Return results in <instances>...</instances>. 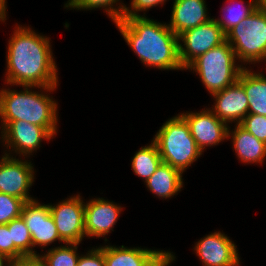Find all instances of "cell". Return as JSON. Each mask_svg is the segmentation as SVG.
Listing matches in <instances>:
<instances>
[{"mask_svg": "<svg viewBox=\"0 0 266 266\" xmlns=\"http://www.w3.org/2000/svg\"><path fill=\"white\" fill-rule=\"evenodd\" d=\"M119 0H68L67 4H65V7L67 8H76V9H95V8H103L107 12V14L112 18L114 22L119 21L122 19L124 11H125V5H121L118 7V9L114 8L113 4L117 3Z\"/></svg>", "mask_w": 266, "mask_h": 266, "instance_id": "25", "label": "cell"}, {"mask_svg": "<svg viewBox=\"0 0 266 266\" xmlns=\"http://www.w3.org/2000/svg\"><path fill=\"white\" fill-rule=\"evenodd\" d=\"M235 52L225 41L198 56L186 68L196 71L206 89L212 94L234 84L244 67L235 65Z\"/></svg>", "mask_w": 266, "mask_h": 266, "instance_id": "5", "label": "cell"}, {"mask_svg": "<svg viewBox=\"0 0 266 266\" xmlns=\"http://www.w3.org/2000/svg\"><path fill=\"white\" fill-rule=\"evenodd\" d=\"M5 261L8 262V266H13L12 260L0 253V266H5Z\"/></svg>", "mask_w": 266, "mask_h": 266, "instance_id": "34", "label": "cell"}, {"mask_svg": "<svg viewBox=\"0 0 266 266\" xmlns=\"http://www.w3.org/2000/svg\"><path fill=\"white\" fill-rule=\"evenodd\" d=\"M257 7L266 14V0H257Z\"/></svg>", "mask_w": 266, "mask_h": 266, "instance_id": "35", "label": "cell"}, {"mask_svg": "<svg viewBox=\"0 0 266 266\" xmlns=\"http://www.w3.org/2000/svg\"><path fill=\"white\" fill-rule=\"evenodd\" d=\"M31 162L10 157L5 153L0 161V193H5L25 202L34 200L29 196V187L34 182Z\"/></svg>", "mask_w": 266, "mask_h": 266, "instance_id": "9", "label": "cell"}, {"mask_svg": "<svg viewBox=\"0 0 266 266\" xmlns=\"http://www.w3.org/2000/svg\"><path fill=\"white\" fill-rule=\"evenodd\" d=\"M8 43L6 83L53 91L58 82L50 40L17 26Z\"/></svg>", "mask_w": 266, "mask_h": 266, "instance_id": "1", "label": "cell"}, {"mask_svg": "<svg viewBox=\"0 0 266 266\" xmlns=\"http://www.w3.org/2000/svg\"><path fill=\"white\" fill-rule=\"evenodd\" d=\"M182 172L171 165L161 163L155 173L146 181V186L161 198L176 195L183 187Z\"/></svg>", "mask_w": 266, "mask_h": 266, "instance_id": "20", "label": "cell"}, {"mask_svg": "<svg viewBox=\"0 0 266 266\" xmlns=\"http://www.w3.org/2000/svg\"><path fill=\"white\" fill-rule=\"evenodd\" d=\"M24 203L23 199L0 193V225L21 217Z\"/></svg>", "mask_w": 266, "mask_h": 266, "instance_id": "26", "label": "cell"}, {"mask_svg": "<svg viewBox=\"0 0 266 266\" xmlns=\"http://www.w3.org/2000/svg\"><path fill=\"white\" fill-rule=\"evenodd\" d=\"M66 245L68 246L51 248L42 256L47 266H77L79 260L77 245L79 244L66 243Z\"/></svg>", "mask_w": 266, "mask_h": 266, "instance_id": "23", "label": "cell"}, {"mask_svg": "<svg viewBox=\"0 0 266 266\" xmlns=\"http://www.w3.org/2000/svg\"><path fill=\"white\" fill-rule=\"evenodd\" d=\"M240 9H236L232 6H226L223 8L224 12H227V17L224 16L223 19H215L217 24L222 28L225 34H227L236 25L243 22L247 16L253 13L257 8V0L249 1L248 5H243V1H240Z\"/></svg>", "mask_w": 266, "mask_h": 266, "instance_id": "24", "label": "cell"}, {"mask_svg": "<svg viewBox=\"0 0 266 266\" xmlns=\"http://www.w3.org/2000/svg\"><path fill=\"white\" fill-rule=\"evenodd\" d=\"M153 141L157 145L163 163L171 165L182 173L202 151L191 136L186 120L179 114L162 125Z\"/></svg>", "mask_w": 266, "mask_h": 266, "instance_id": "4", "label": "cell"}, {"mask_svg": "<svg viewBox=\"0 0 266 266\" xmlns=\"http://www.w3.org/2000/svg\"><path fill=\"white\" fill-rule=\"evenodd\" d=\"M1 130L6 147L14 148L12 150L23 156L39 148L43 139L53 138L44 127L22 120L11 121Z\"/></svg>", "mask_w": 266, "mask_h": 266, "instance_id": "13", "label": "cell"}, {"mask_svg": "<svg viewBox=\"0 0 266 266\" xmlns=\"http://www.w3.org/2000/svg\"><path fill=\"white\" fill-rule=\"evenodd\" d=\"M173 260H175V257L170 253L158 266H169Z\"/></svg>", "mask_w": 266, "mask_h": 266, "instance_id": "33", "label": "cell"}, {"mask_svg": "<svg viewBox=\"0 0 266 266\" xmlns=\"http://www.w3.org/2000/svg\"><path fill=\"white\" fill-rule=\"evenodd\" d=\"M244 88L249 101L248 114L266 116V78L244 67L237 80Z\"/></svg>", "mask_w": 266, "mask_h": 266, "instance_id": "18", "label": "cell"}, {"mask_svg": "<svg viewBox=\"0 0 266 266\" xmlns=\"http://www.w3.org/2000/svg\"><path fill=\"white\" fill-rule=\"evenodd\" d=\"M0 253L14 262V244L7 224L0 225Z\"/></svg>", "mask_w": 266, "mask_h": 266, "instance_id": "30", "label": "cell"}, {"mask_svg": "<svg viewBox=\"0 0 266 266\" xmlns=\"http://www.w3.org/2000/svg\"><path fill=\"white\" fill-rule=\"evenodd\" d=\"M114 23L143 64L161 70L184 69L179 58L178 36L168 25L145 15L122 18Z\"/></svg>", "mask_w": 266, "mask_h": 266, "instance_id": "2", "label": "cell"}, {"mask_svg": "<svg viewBox=\"0 0 266 266\" xmlns=\"http://www.w3.org/2000/svg\"><path fill=\"white\" fill-rule=\"evenodd\" d=\"M188 123L191 136L203 152L206 146L219 144L228 138V123L220 120L212 110L180 114Z\"/></svg>", "mask_w": 266, "mask_h": 266, "instance_id": "11", "label": "cell"}, {"mask_svg": "<svg viewBox=\"0 0 266 266\" xmlns=\"http://www.w3.org/2000/svg\"><path fill=\"white\" fill-rule=\"evenodd\" d=\"M13 266H47L46 261L42 255H27L22 256L16 262H13Z\"/></svg>", "mask_w": 266, "mask_h": 266, "instance_id": "31", "label": "cell"}, {"mask_svg": "<svg viewBox=\"0 0 266 266\" xmlns=\"http://www.w3.org/2000/svg\"><path fill=\"white\" fill-rule=\"evenodd\" d=\"M228 137L232 135V142L237 157L245 163H262L266 158V144L255 138L250 132L236 124L235 130L229 132Z\"/></svg>", "mask_w": 266, "mask_h": 266, "instance_id": "19", "label": "cell"}, {"mask_svg": "<svg viewBox=\"0 0 266 266\" xmlns=\"http://www.w3.org/2000/svg\"><path fill=\"white\" fill-rule=\"evenodd\" d=\"M171 252L104 246L105 266H158Z\"/></svg>", "mask_w": 266, "mask_h": 266, "instance_id": "16", "label": "cell"}, {"mask_svg": "<svg viewBox=\"0 0 266 266\" xmlns=\"http://www.w3.org/2000/svg\"><path fill=\"white\" fill-rule=\"evenodd\" d=\"M212 95L216 101L212 112L225 123L236 121L239 124L247 115L249 101L238 81Z\"/></svg>", "mask_w": 266, "mask_h": 266, "instance_id": "15", "label": "cell"}, {"mask_svg": "<svg viewBox=\"0 0 266 266\" xmlns=\"http://www.w3.org/2000/svg\"><path fill=\"white\" fill-rule=\"evenodd\" d=\"M157 145L154 141L149 146L141 147L132 159V169L142 180L146 181L155 173L162 163Z\"/></svg>", "mask_w": 266, "mask_h": 266, "instance_id": "21", "label": "cell"}, {"mask_svg": "<svg viewBox=\"0 0 266 266\" xmlns=\"http://www.w3.org/2000/svg\"><path fill=\"white\" fill-rule=\"evenodd\" d=\"M121 210L120 206L103 198L85 203V236L99 238L113 231Z\"/></svg>", "mask_w": 266, "mask_h": 266, "instance_id": "14", "label": "cell"}, {"mask_svg": "<svg viewBox=\"0 0 266 266\" xmlns=\"http://www.w3.org/2000/svg\"><path fill=\"white\" fill-rule=\"evenodd\" d=\"M21 217L31 234L33 248L36 245L44 248L54 241H63L50 214L49 205L40 204L35 199L27 201L24 203Z\"/></svg>", "mask_w": 266, "mask_h": 266, "instance_id": "10", "label": "cell"}, {"mask_svg": "<svg viewBox=\"0 0 266 266\" xmlns=\"http://www.w3.org/2000/svg\"><path fill=\"white\" fill-rule=\"evenodd\" d=\"M236 60L256 63L266 59V14L258 7L226 34Z\"/></svg>", "mask_w": 266, "mask_h": 266, "instance_id": "6", "label": "cell"}, {"mask_svg": "<svg viewBox=\"0 0 266 266\" xmlns=\"http://www.w3.org/2000/svg\"><path fill=\"white\" fill-rule=\"evenodd\" d=\"M7 225L11 231V242L14 244V262L22 256L36 255V251L32 249L31 234L23 218L13 219Z\"/></svg>", "mask_w": 266, "mask_h": 266, "instance_id": "22", "label": "cell"}, {"mask_svg": "<svg viewBox=\"0 0 266 266\" xmlns=\"http://www.w3.org/2000/svg\"><path fill=\"white\" fill-rule=\"evenodd\" d=\"M166 0H132L131 9L129 7H125V11L122 18H130V17H142V15L138 14V11H146L149 8L156 7Z\"/></svg>", "mask_w": 266, "mask_h": 266, "instance_id": "28", "label": "cell"}, {"mask_svg": "<svg viewBox=\"0 0 266 266\" xmlns=\"http://www.w3.org/2000/svg\"><path fill=\"white\" fill-rule=\"evenodd\" d=\"M87 255L79 256L77 266H105L104 247L92 249Z\"/></svg>", "mask_w": 266, "mask_h": 266, "instance_id": "29", "label": "cell"}, {"mask_svg": "<svg viewBox=\"0 0 266 266\" xmlns=\"http://www.w3.org/2000/svg\"><path fill=\"white\" fill-rule=\"evenodd\" d=\"M24 91L0 90V117L3 129L11 121H26L44 127L52 136L57 133V103L48 95L32 92L23 86Z\"/></svg>", "mask_w": 266, "mask_h": 266, "instance_id": "3", "label": "cell"}, {"mask_svg": "<svg viewBox=\"0 0 266 266\" xmlns=\"http://www.w3.org/2000/svg\"><path fill=\"white\" fill-rule=\"evenodd\" d=\"M195 253L204 266H237L239 255L236 246L221 232H214L196 242Z\"/></svg>", "mask_w": 266, "mask_h": 266, "instance_id": "12", "label": "cell"}, {"mask_svg": "<svg viewBox=\"0 0 266 266\" xmlns=\"http://www.w3.org/2000/svg\"><path fill=\"white\" fill-rule=\"evenodd\" d=\"M179 58L184 69L198 56L226 41V34L215 19L178 35ZM180 40L184 43L180 44ZM184 46V47H183Z\"/></svg>", "mask_w": 266, "mask_h": 266, "instance_id": "7", "label": "cell"}, {"mask_svg": "<svg viewBox=\"0 0 266 266\" xmlns=\"http://www.w3.org/2000/svg\"><path fill=\"white\" fill-rule=\"evenodd\" d=\"M6 0H0V21H5L6 19Z\"/></svg>", "mask_w": 266, "mask_h": 266, "instance_id": "32", "label": "cell"}, {"mask_svg": "<svg viewBox=\"0 0 266 266\" xmlns=\"http://www.w3.org/2000/svg\"><path fill=\"white\" fill-rule=\"evenodd\" d=\"M169 29L177 36L211 20L204 0H174Z\"/></svg>", "mask_w": 266, "mask_h": 266, "instance_id": "17", "label": "cell"}, {"mask_svg": "<svg viewBox=\"0 0 266 266\" xmlns=\"http://www.w3.org/2000/svg\"><path fill=\"white\" fill-rule=\"evenodd\" d=\"M80 195L70 197L57 205H50V214L63 242L80 243L85 237V203Z\"/></svg>", "mask_w": 266, "mask_h": 266, "instance_id": "8", "label": "cell"}, {"mask_svg": "<svg viewBox=\"0 0 266 266\" xmlns=\"http://www.w3.org/2000/svg\"><path fill=\"white\" fill-rule=\"evenodd\" d=\"M239 125L266 144V116L247 114Z\"/></svg>", "mask_w": 266, "mask_h": 266, "instance_id": "27", "label": "cell"}]
</instances>
